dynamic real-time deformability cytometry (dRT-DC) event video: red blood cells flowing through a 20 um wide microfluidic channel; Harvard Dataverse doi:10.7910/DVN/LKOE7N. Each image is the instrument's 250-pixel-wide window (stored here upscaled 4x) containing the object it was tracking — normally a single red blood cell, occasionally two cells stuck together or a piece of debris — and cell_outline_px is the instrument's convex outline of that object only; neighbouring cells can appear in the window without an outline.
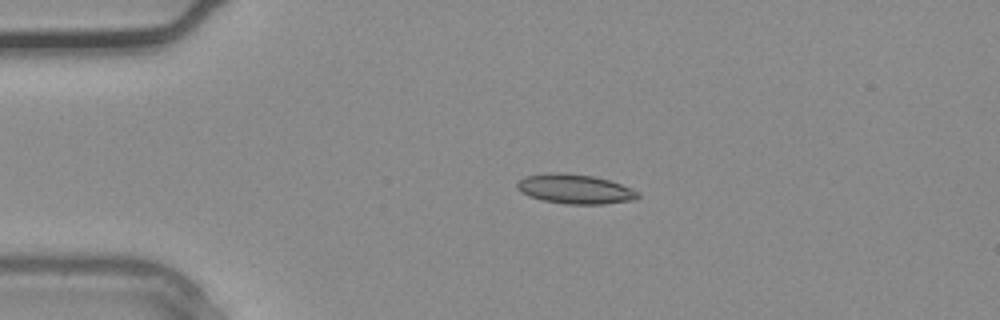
{"species": "common noctule bat (a hibernating species)", "species_latin": "Nyctalus noctula", "temperature_condition": "warm", "stored_images_in_passage": 2, "camera_frame_rate_fps": 3000, "um_per_image_px": 0.085, "animal": {"sex": "male", "body_mass_g": 20.4}, "frame": {"image": 1, "passage_image": 1, "time_ms": 0.0, "image_size_px": [1000, 320], "cell_outline_px": [[640, 196], [636, 200], [604, 204], [564, 204], [544, 200], [528, 196], [520, 192], [516, 188], [516, 184], [524, 176], [548, 172], [564, 172], [596, 176], [632, 188], [640, 192]], "centroid_in_image_um": [48.88, 16.06], "position_along_channel_um": 36.1, "area_um2": 21.15}}
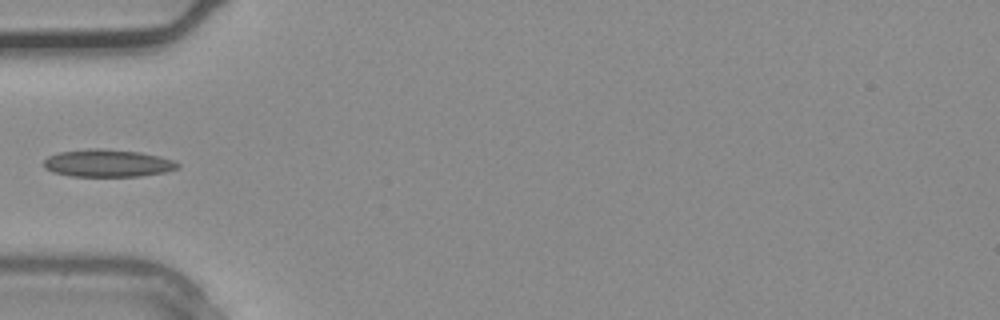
{"frame": {"image": 2, "passage_image": 2, "time_ms": 0.333, "image_size_px": [1000, 320], "cell_outline_px": [[180, 168], [164, 172], [140, 176], [72, 176], [52, 172], [44, 168], [44, 160], [48, 156], [60, 152], [88, 148], [100, 148], [140, 152], [160, 156], [172, 160], [180, 164]], "centroid_in_image_um": [9.15, 13.87], "position_along_channel_um": 75.9, "area_um2": 21.5}}